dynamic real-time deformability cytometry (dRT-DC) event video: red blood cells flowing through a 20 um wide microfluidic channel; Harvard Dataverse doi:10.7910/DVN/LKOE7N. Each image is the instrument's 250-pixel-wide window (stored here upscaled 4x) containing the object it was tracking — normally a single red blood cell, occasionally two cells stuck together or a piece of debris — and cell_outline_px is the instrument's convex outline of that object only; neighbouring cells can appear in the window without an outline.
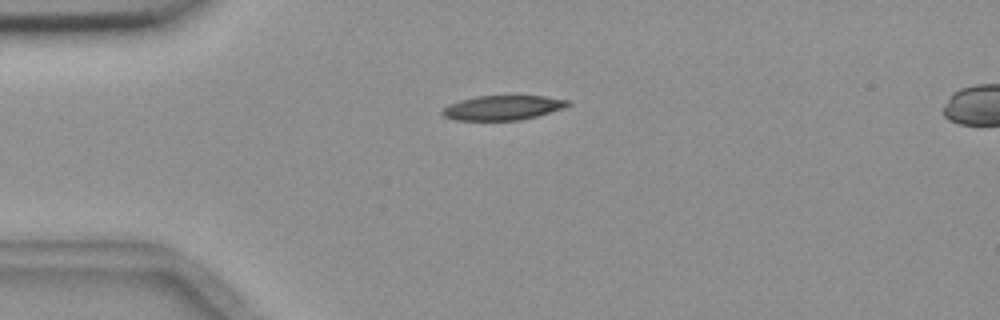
{"species": "common noctule bat (a hibernating species)", "species_latin": "Nyctalus noctula", "temperature_condition": "room temperature", "stored_images_in_passage": 3, "camera_frame_rate_fps": 3000, "um_per_image_px": 0.085, "animal": {"sex": "female", "body_mass_g": 18.4}, "frame": {"image": 1, "passage_image": 1, "time_ms": 0.0, "image_size_px": [1000, 320], "cell_outline_px": [[572, 104], [564, 108], [536, 116], [520, 120], [456, 120], [444, 116], [440, 112], [444, 108], [460, 100], [476, 96], [544, 96], [568, 100]], "centroid_in_image_um": [42.76, 9.15], "position_along_channel_um": 42.2, "area_um2": 17.8}}